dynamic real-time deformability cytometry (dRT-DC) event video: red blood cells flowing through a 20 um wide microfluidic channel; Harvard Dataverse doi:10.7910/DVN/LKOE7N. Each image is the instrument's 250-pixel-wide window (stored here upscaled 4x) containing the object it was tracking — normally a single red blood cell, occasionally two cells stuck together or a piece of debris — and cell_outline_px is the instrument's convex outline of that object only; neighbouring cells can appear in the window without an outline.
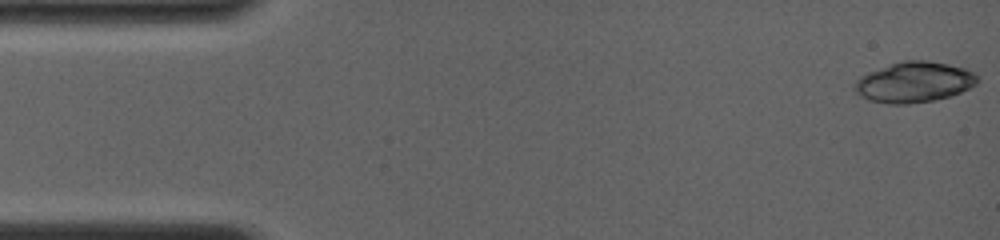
{"species": "common noctule bat (a hibernating species)", "species_latin": "Nyctalus noctula", "temperature_condition": "room temperature", "stored_images_in_passage": 8, "camera_frame_rate_fps": 4000, "um_per_image_px": 0.085, "animal": {"sex": "female", "body_mass_g": 19.0, "forearm_length_mm": 56.7}, "frame": {"image": 1, "passage_image": 1, "time_ms": 0.0, "image_size_px": [1000, 240], "cell_outline_px": [[976, 84], [960, 92], [948, 96], [932, 100], [904, 104], [892, 104], [872, 100], [860, 96], [852, 88], [852, 84], [868, 72], [904, 60], [924, 60], [964, 68], [972, 72], [976, 76]], "centroid_in_image_um": [77.65, 6.98], "position_along_channel_um": 7.3, "area_um2": 28.32}}
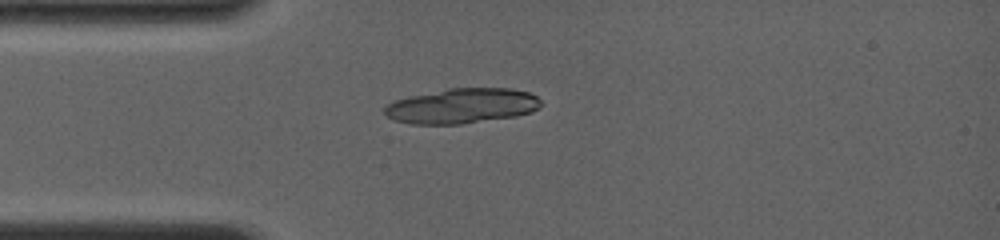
{"frame": {"image": 2, "passage_image": 8, "time_ms": 3.75, "image_size_px": [1000, 240], "cell_outline_px": [[544, 104], [532, 112], [516, 116], [460, 124], [412, 124], [392, 120], [384, 112], [384, 108], [392, 100], [408, 96], [448, 88], [512, 88], [528, 92], [536, 96]], "centroid_in_image_um": [39.26, 9.0], "position_along_channel_um": 45.7, "area_um2": 32.19}}